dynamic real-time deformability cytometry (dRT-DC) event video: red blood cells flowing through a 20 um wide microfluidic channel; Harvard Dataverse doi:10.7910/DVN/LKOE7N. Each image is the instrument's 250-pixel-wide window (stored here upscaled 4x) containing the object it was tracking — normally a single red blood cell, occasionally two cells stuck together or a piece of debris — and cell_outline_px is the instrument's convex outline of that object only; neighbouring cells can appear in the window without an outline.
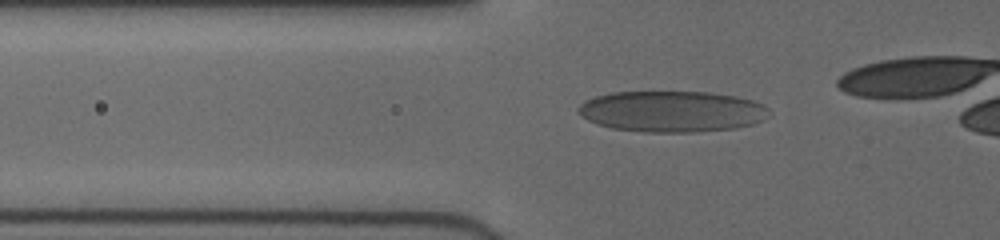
{"species": "human", "species_latin": "Homo sapiens", "temperature_condition": "cold", "stored_images_in_passage": 40, "camera_frame_rate_fps": 3000, "um_per_image_px": 0.085, "donor": {"sex": "female"}, "frame": {"image": 1, "passage_image": 18, "time_ms": 5.667, "image_size_px": [1000, 240], "cell_outline_px": [[772, 116], [764, 120], [752, 124], [732, 128], [692, 132], [648, 132], [612, 128], [596, 124], [580, 116], [576, 112], [576, 108], [584, 100], [596, 96], [612, 92], [704, 92], [732, 96], [752, 100], [768, 108], [772, 112]], "centroid_in_image_um": [57.08, 9.47], "position_along_channel_um": 68.7, "area_um2": 45.78}}
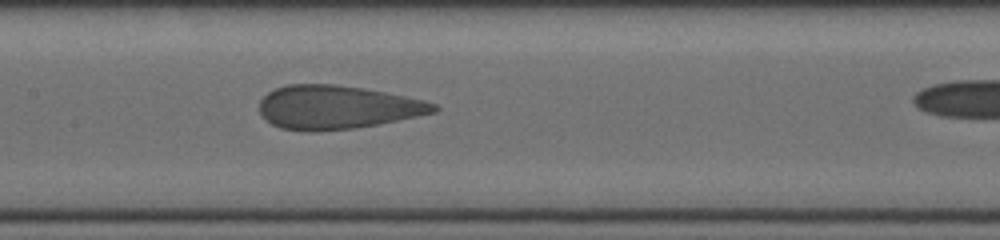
{"frame": {"image": 2, "passage_image": 27, "time_ms": 8.667, "image_size_px": [1000, 240], "cell_outline_px": [[440, 108], [436, 112], [376, 124], [352, 128], [280, 128], [272, 124], [260, 112], [260, 100], [268, 92], [276, 88], [288, 84], [336, 84], [364, 88], [424, 100], [436, 104]], "centroid_in_image_um": [28.68, 9.06], "position_along_channel_um": 178.7, "area_um2": 42.89}}
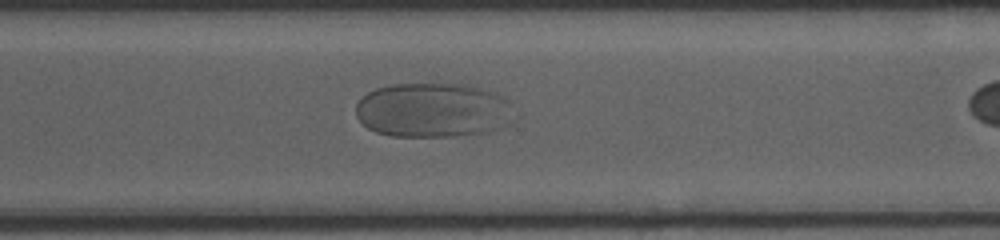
{"frame": {"image": 3, "passage_image": 39, "time_ms": 12.667, "image_size_px": [1000, 240], "cell_outline_px": [[508, 100], [496, 128], [488, 132], [452, 136], [392, 136], [376, 132], [368, 128], [356, 116], [356, 104], [368, 92], [376, 88], [392, 84], [464, 84], [496, 92]], "centroid_in_image_um": [36.61, 9.34], "position_along_channel_um": 334.0, "area_um2": 48.78}}